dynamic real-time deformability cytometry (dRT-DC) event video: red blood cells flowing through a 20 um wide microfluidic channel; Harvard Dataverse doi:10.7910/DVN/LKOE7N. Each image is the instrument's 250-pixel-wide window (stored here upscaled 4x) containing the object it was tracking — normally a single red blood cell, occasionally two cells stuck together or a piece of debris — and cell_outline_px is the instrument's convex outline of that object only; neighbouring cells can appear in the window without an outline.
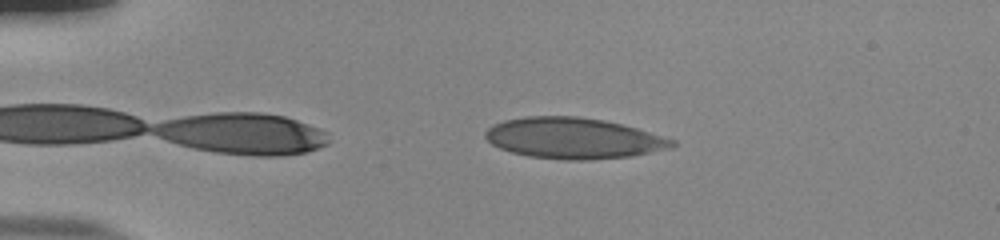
{"species": "human", "species_latin": "Homo sapiens", "temperature_condition": "room temperature", "stored_images_in_passage": 41, "camera_frame_rate_fps": 3000, "um_per_image_px": 0.085, "donor": {"sex": "male"}, "frame": {"image": 1, "passage_image": 6, "time_ms": 1.667, "image_size_px": [1000, 240], "cell_outline_px": [[676, 144], [672, 148], [632, 156], [592, 160], [564, 160], [528, 156], [512, 152], [500, 148], [492, 144], [484, 136], [484, 132], [492, 124], [504, 120], [524, 116], [576, 116], [604, 120], [636, 128], [676, 140]], "centroid_in_image_um": [48.74, 11.75], "position_along_channel_um": 36.3, "area_um2": 44.74}}
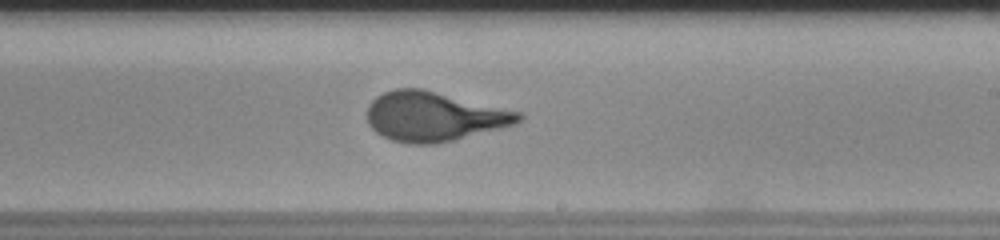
{"frame": {"image": 2, "passage_image": 27, "time_ms": 8.667, "image_size_px": [1000, 240], "cell_outline_px": [[524, 116], [516, 124], [436, 144], [408, 144], [392, 140], [376, 132], [368, 124], [368, 104], [376, 96], [384, 92], [396, 88], [424, 88], [524, 112]], "centroid_in_image_um": [36.91, 9.88], "position_along_channel_um": 252.1, "area_um2": 43.99}}
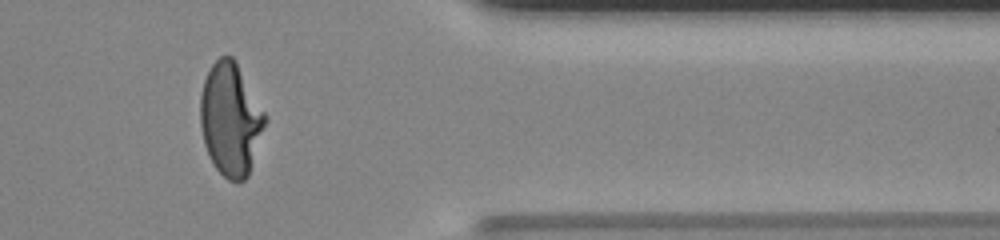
{"frame": {"image": 3, "passage_image": 39, "time_ms": 12.667, "image_size_px": [1000, 240], "cell_outline_px": [[268, 120], [248, 176], [244, 180], [228, 180], [216, 168], [204, 144], [200, 124], [200, 96], [204, 80], [212, 64], [220, 56], [232, 56], [268, 116]], "centroid_in_image_um": [19.62, 10.13], "position_along_channel_um": 391.8, "area_um2": 42.43}, "authors_computed_cell_mechanics": {"area_um2": 43.35, "velocity_mm_per_s": 3.8452, "shape_relaxation_time_tau1_ms": 7.2985, "shape_relaxation_time_tau2_ms": null, "deformation_change_tau1": 0.2719, "deformation_change_tau2": null}}